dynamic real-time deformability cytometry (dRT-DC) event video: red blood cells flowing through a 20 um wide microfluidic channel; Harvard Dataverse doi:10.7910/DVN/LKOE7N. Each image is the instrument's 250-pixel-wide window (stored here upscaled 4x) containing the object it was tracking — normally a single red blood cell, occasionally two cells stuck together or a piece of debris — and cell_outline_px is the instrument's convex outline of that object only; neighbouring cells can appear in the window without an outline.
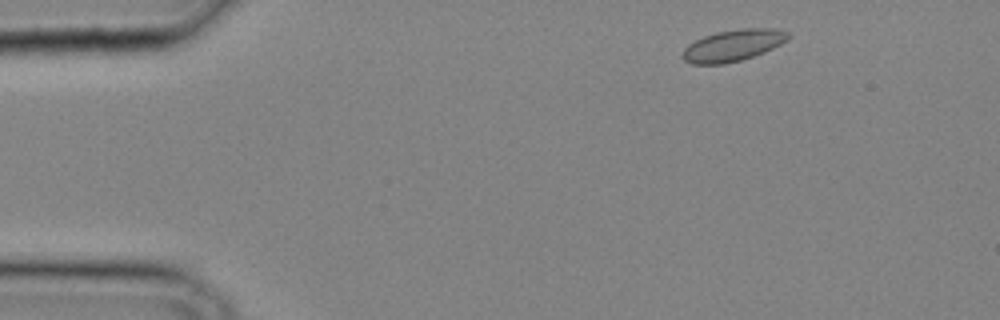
{"species": "common noctule bat (a hibernating species)", "species_latin": "Nyctalus noctula", "temperature_condition": "cold", "stored_images_in_passage": 6, "camera_frame_rate_fps": 3000, "um_per_image_px": 0.085, "animal": {"sex": "male", "body_mass_g": 20.4}, "frame": {"image": 1, "passage_image": 2, "time_ms": 0.333, "image_size_px": [1000, 320], "cell_outline_px": [[792, 36], [788, 40], [764, 52], [740, 60], [724, 64], [692, 64], [684, 60], [680, 56], [684, 48], [688, 44], [704, 36], [716, 32], [740, 28], [776, 28], [788, 32]], "centroid_in_image_um": [62.31, 3.85], "position_along_channel_um": 22.7, "area_um2": 19.54}}